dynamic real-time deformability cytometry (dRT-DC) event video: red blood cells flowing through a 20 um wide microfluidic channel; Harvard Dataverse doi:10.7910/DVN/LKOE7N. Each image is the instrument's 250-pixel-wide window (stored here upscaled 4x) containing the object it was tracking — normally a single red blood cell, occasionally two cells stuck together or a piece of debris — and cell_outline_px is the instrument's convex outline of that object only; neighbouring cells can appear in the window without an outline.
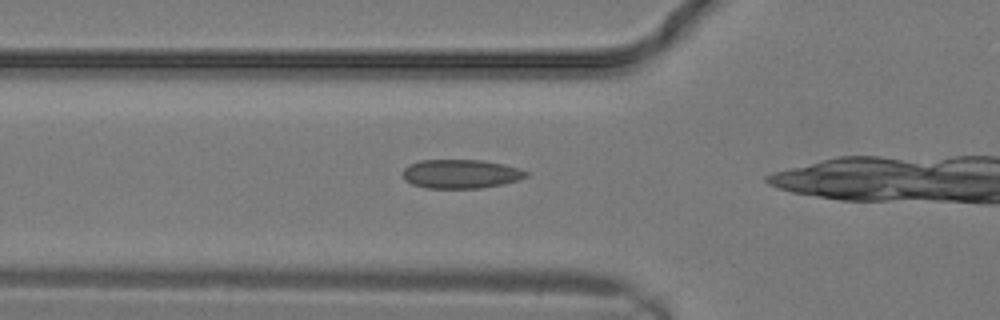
{"species": "common noctule bat (a hibernating species)", "species_latin": "Nyctalus noctula", "temperature_condition": "warm", "stored_images_in_passage": 5, "camera_frame_rate_fps": 3000, "um_per_image_px": 0.085, "animal": {"sex": "male", "body_mass_g": 19.2, "forearm_length_mm": 51.8}, "frame": {"image": 1, "passage_image": 2, "time_ms": 0.333, "image_size_px": [1000, 320], "cell_outline_px": [[528, 176], [516, 180], [500, 184], [480, 188], [424, 188], [412, 184], [404, 180], [404, 168], [408, 164], [420, 160], [480, 160], [504, 164], [520, 168], [528, 172]], "centroid_in_image_um": [39.14, 14.77], "position_along_channel_um": 86.7, "area_um2": 20.75}}